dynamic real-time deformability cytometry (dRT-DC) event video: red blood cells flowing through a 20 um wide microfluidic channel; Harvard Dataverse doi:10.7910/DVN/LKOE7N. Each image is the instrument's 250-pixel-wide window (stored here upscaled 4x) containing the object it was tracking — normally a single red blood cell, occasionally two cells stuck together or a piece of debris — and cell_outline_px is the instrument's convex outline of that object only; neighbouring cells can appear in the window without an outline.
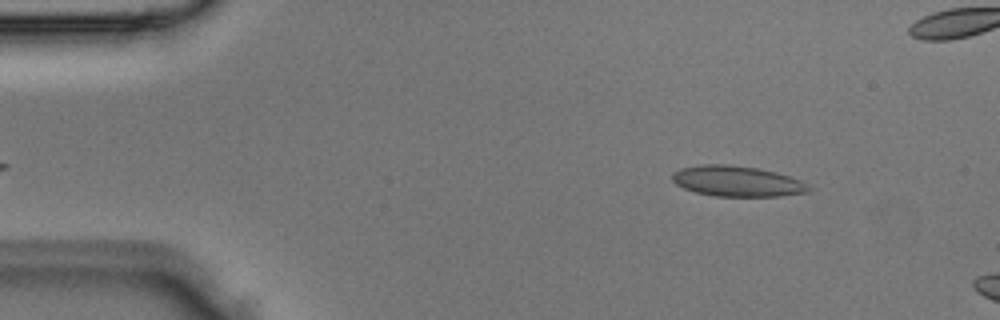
{"species": "Egyptian fruit bat (a non-hibernating species)", "species_latin": "Rousettus aegyptiacus", "temperature_condition": "room temperature", "stored_images_in_passage": 2, "camera_frame_rate_fps": 3000, "um_per_image_px": 0.085, "animal": {"sex": "male"}, "frame": {"image": 1, "passage_image": 1, "time_ms": 0.0, "image_size_px": [1000, 320], "cell_outline_px": [[816, 188], [808, 192], [780, 196], [712, 196], [696, 192], [684, 188], [676, 184], [672, 180], [672, 172], [680, 168], [700, 164], [732, 164], [760, 168], [792, 176]], "centroid_in_image_um": [62.69, 15.39], "position_along_channel_um": 22.3, "area_um2": 24.8}}